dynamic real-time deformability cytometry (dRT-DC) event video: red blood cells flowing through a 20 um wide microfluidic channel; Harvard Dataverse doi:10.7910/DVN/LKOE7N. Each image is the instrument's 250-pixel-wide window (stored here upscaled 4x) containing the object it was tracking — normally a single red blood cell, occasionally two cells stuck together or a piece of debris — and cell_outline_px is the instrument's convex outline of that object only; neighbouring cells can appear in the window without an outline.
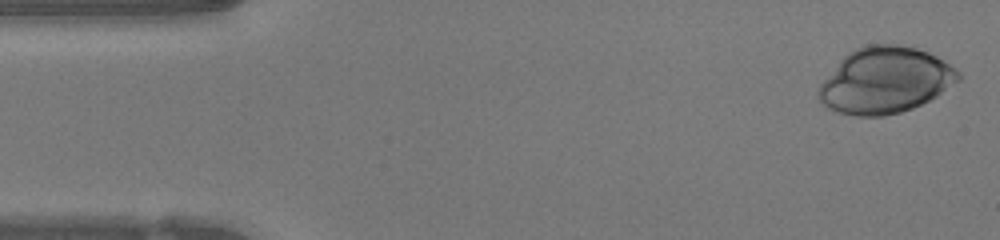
{"species": "human", "species_latin": "Homo sapiens", "temperature_condition": "warm", "stored_images_in_passage": 46, "camera_frame_rate_fps": 3000, "um_per_image_px": 0.085, "donor": {"sex": "female"}, "frame": {"image": 1, "passage_image": 1, "time_ms": 0.0, "image_size_px": [1000, 240], "cell_outline_px": [[960, 80], [936, 96], [912, 108], [900, 112], [884, 116], [856, 116], [836, 112], [828, 108], [816, 96], [816, 92], [820, 84], [840, 60], [848, 52], [864, 44], [900, 44], [916, 48], [928, 52], [936, 56], [956, 68], [960, 72]], "centroid_in_image_um": [75.22, 6.82], "position_along_channel_um": 9.8, "area_um2": 53.87}}
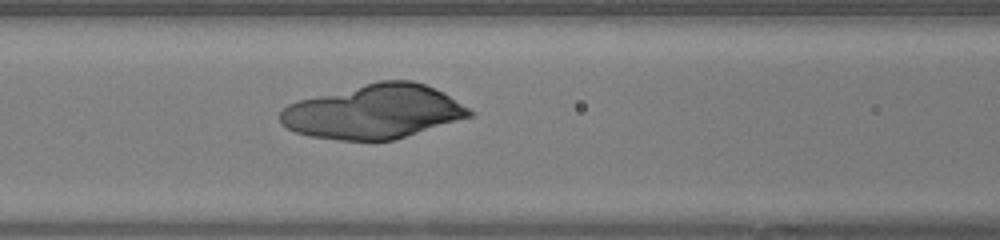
{"frame": {"image": 2, "passage_image": 18, "time_ms": 5.667, "image_size_px": [1000, 240], "cell_outline_px": [[476, 112], [472, 116], [392, 140], [340, 140], [308, 136], [296, 132], [288, 128], [280, 120], [280, 112], [288, 104], [296, 100], [380, 80], [412, 80], [424, 84], [448, 96]], "centroid_in_image_um": [31.74, 9.49], "position_along_channel_um": 134.9, "area_um2": 59.07}}
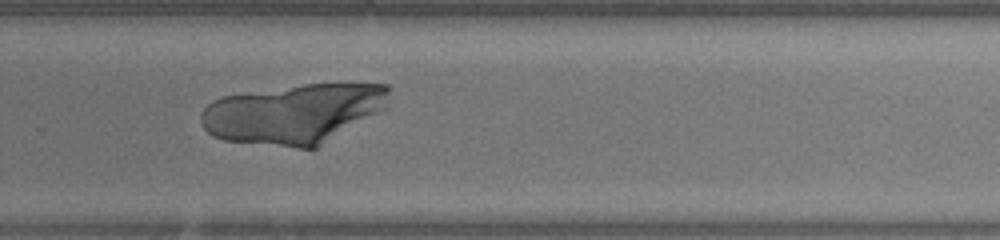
{"frame": {"image": 3, "passage_image": 30, "time_ms": 9.667, "image_size_px": [1000, 240], "cell_outline_px": [[388, 108], [316, 148], [296, 148], [224, 140], [212, 136], [204, 128], [200, 120], [200, 116], [204, 108], [212, 100], [220, 96], [304, 84], [388, 84]], "centroid_in_image_um": [24.97, 9.66], "position_along_channel_um": 304.8, "area_um2": 65.55}}